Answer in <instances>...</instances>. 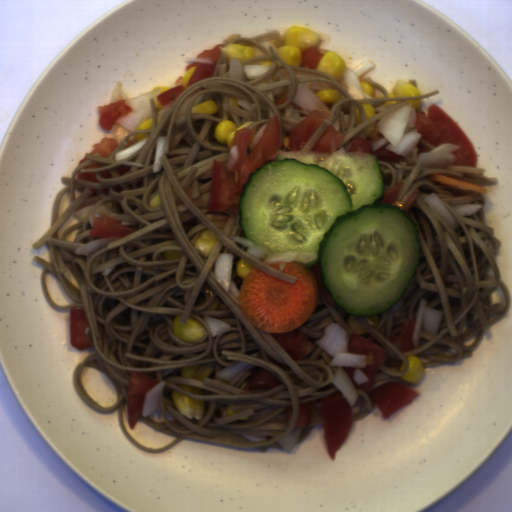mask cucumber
Returning a JSON list of instances; mask_svg holds the SVG:
<instances>
[{
  "label": "cucumber",
  "instance_id": "obj_1",
  "mask_svg": "<svg viewBox=\"0 0 512 512\" xmlns=\"http://www.w3.org/2000/svg\"><path fill=\"white\" fill-rule=\"evenodd\" d=\"M239 226L264 258L314 252L334 304L356 316L384 314L405 296L421 263L417 224L389 203L376 154L278 153L249 174Z\"/></svg>",
  "mask_w": 512,
  "mask_h": 512
}]
</instances>
